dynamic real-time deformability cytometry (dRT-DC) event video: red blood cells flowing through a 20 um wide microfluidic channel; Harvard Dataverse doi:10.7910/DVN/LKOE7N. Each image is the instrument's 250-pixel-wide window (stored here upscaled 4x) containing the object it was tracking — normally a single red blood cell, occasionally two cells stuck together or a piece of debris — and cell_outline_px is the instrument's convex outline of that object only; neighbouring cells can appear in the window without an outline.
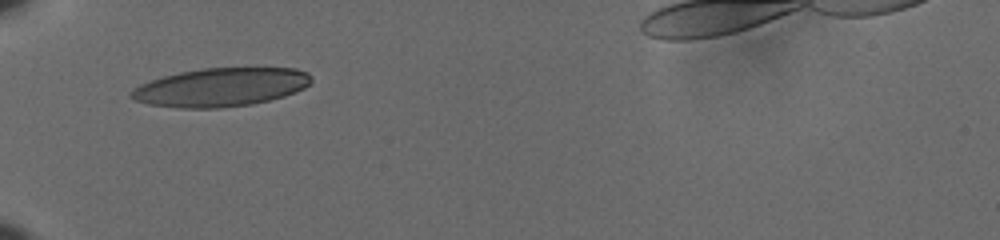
{"species": "human", "species_latin": "Homo sapiens", "temperature_condition": "cold", "stored_images_in_passage": 32, "camera_frame_rate_fps": 3000, "um_per_image_px": 0.085, "donor": {"sex": "male"}, "frame": {"image": 1, "passage_image": 1, "time_ms": 0.0, "image_size_px": [1000, 240], "cell_outline_px": [[312, 84], [296, 92], [284, 96], [252, 104], [220, 108], [180, 108], [148, 104], [136, 100], [128, 96], [132, 88], [140, 84], [164, 76], [180, 72], [204, 68], [296, 68], [308, 72], [312, 76]], "centroid_in_image_um": [18.79, 7.41], "position_along_channel_um": 66.2, "area_um2": 40.58}}
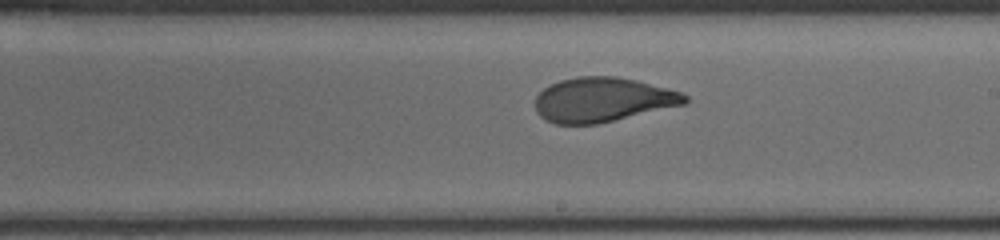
{"frame": {"image": 2, "passage_image": 16, "time_ms": 5.0, "image_size_px": [1000, 240], "cell_outline_px": [[688, 100], [684, 104], [596, 124], [556, 124], [544, 120], [536, 112], [536, 96], [544, 88], [560, 80], [580, 76], [616, 76], [636, 80], [668, 88], [680, 92], [688, 96]], "centroid_in_image_um": [51.2, 8.47], "position_along_channel_um": 237.8, "area_um2": 38.55}}
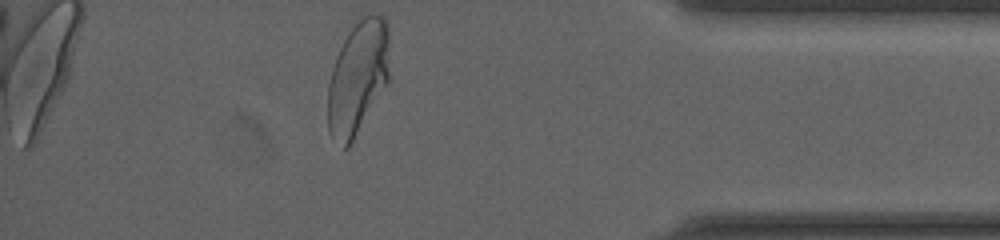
{"frame": {"image": 3, "passage_image": 32, "time_ms": 10.333, "image_size_px": [1000, 240], "cell_outline_px": [[392, 76], [388, 84], [348, 148], [344, 148], [328, 132], [328, 84], [332, 68], [336, 56], [344, 40], [352, 28], [364, 16], [372, 12], [376, 12], [384, 16], [388, 20]], "centroid_in_image_um": [30.49, 6.55], "position_along_channel_um": 404.7, "area_um2": 41.79}, "authors_computed_cell_mechanics": {"area_um2": 39.8242, "velocity_mm_per_s": 3.6062, "shape_relaxation_time_tau1_ms": 6.0947, "shape_relaxation_time_tau2_ms": 0.7057, "deformation_change_tau1": 0.2046, "deformation_change_tau2": 0.0647}}